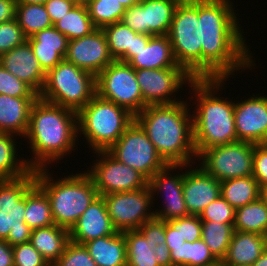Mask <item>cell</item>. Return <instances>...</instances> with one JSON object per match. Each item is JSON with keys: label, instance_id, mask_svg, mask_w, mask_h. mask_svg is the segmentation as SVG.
<instances>
[{"label": "cell", "instance_id": "1f68e13d", "mask_svg": "<svg viewBox=\"0 0 267 266\" xmlns=\"http://www.w3.org/2000/svg\"><path fill=\"white\" fill-rule=\"evenodd\" d=\"M234 230L267 236V202L261 196L235 210Z\"/></svg>", "mask_w": 267, "mask_h": 266}, {"label": "cell", "instance_id": "d6a6232c", "mask_svg": "<svg viewBox=\"0 0 267 266\" xmlns=\"http://www.w3.org/2000/svg\"><path fill=\"white\" fill-rule=\"evenodd\" d=\"M167 247L170 250L173 266H211L219 262L202 239Z\"/></svg>", "mask_w": 267, "mask_h": 266}, {"label": "cell", "instance_id": "30bf717a", "mask_svg": "<svg viewBox=\"0 0 267 266\" xmlns=\"http://www.w3.org/2000/svg\"><path fill=\"white\" fill-rule=\"evenodd\" d=\"M96 94L122 106L133 115L143 110V97L135 69L126 62L114 60L96 76Z\"/></svg>", "mask_w": 267, "mask_h": 266}, {"label": "cell", "instance_id": "7c38bea8", "mask_svg": "<svg viewBox=\"0 0 267 266\" xmlns=\"http://www.w3.org/2000/svg\"><path fill=\"white\" fill-rule=\"evenodd\" d=\"M108 152L119 162L139 171L148 180L167 165L135 120Z\"/></svg>", "mask_w": 267, "mask_h": 266}, {"label": "cell", "instance_id": "db71d44e", "mask_svg": "<svg viewBox=\"0 0 267 266\" xmlns=\"http://www.w3.org/2000/svg\"><path fill=\"white\" fill-rule=\"evenodd\" d=\"M251 266H267V248Z\"/></svg>", "mask_w": 267, "mask_h": 266}, {"label": "cell", "instance_id": "60d3db41", "mask_svg": "<svg viewBox=\"0 0 267 266\" xmlns=\"http://www.w3.org/2000/svg\"><path fill=\"white\" fill-rule=\"evenodd\" d=\"M52 266H97V264L84 245L70 241Z\"/></svg>", "mask_w": 267, "mask_h": 266}, {"label": "cell", "instance_id": "7dc6e473", "mask_svg": "<svg viewBox=\"0 0 267 266\" xmlns=\"http://www.w3.org/2000/svg\"><path fill=\"white\" fill-rule=\"evenodd\" d=\"M138 230L143 234L148 243L153 246L165 244V221L153 218L146 221Z\"/></svg>", "mask_w": 267, "mask_h": 266}, {"label": "cell", "instance_id": "f546056e", "mask_svg": "<svg viewBox=\"0 0 267 266\" xmlns=\"http://www.w3.org/2000/svg\"><path fill=\"white\" fill-rule=\"evenodd\" d=\"M24 215L25 223L32 230L55 224L49 198L36 183L25 195Z\"/></svg>", "mask_w": 267, "mask_h": 266}, {"label": "cell", "instance_id": "d4e9b609", "mask_svg": "<svg viewBox=\"0 0 267 266\" xmlns=\"http://www.w3.org/2000/svg\"><path fill=\"white\" fill-rule=\"evenodd\" d=\"M267 236L234 231L221 263L223 266H251L266 250Z\"/></svg>", "mask_w": 267, "mask_h": 266}, {"label": "cell", "instance_id": "8d00e7d4", "mask_svg": "<svg viewBox=\"0 0 267 266\" xmlns=\"http://www.w3.org/2000/svg\"><path fill=\"white\" fill-rule=\"evenodd\" d=\"M15 19L27 38L53 26L44 4L17 3Z\"/></svg>", "mask_w": 267, "mask_h": 266}, {"label": "cell", "instance_id": "52a82bcc", "mask_svg": "<svg viewBox=\"0 0 267 266\" xmlns=\"http://www.w3.org/2000/svg\"><path fill=\"white\" fill-rule=\"evenodd\" d=\"M96 95V76L63 59L46 73L43 101L78 112Z\"/></svg>", "mask_w": 267, "mask_h": 266}, {"label": "cell", "instance_id": "c3c4849f", "mask_svg": "<svg viewBox=\"0 0 267 266\" xmlns=\"http://www.w3.org/2000/svg\"><path fill=\"white\" fill-rule=\"evenodd\" d=\"M76 3L70 0H46L44 7L53 25L66 15Z\"/></svg>", "mask_w": 267, "mask_h": 266}, {"label": "cell", "instance_id": "277c9868", "mask_svg": "<svg viewBox=\"0 0 267 266\" xmlns=\"http://www.w3.org/2000/svg\"><path fill=\"white\" fill-rule=\"evenodd\" d=\"M227 79H194L189 85L197 103L192 114L193 141L197 157L206 149L238 141L234 102L217 97Z\"/></svg>", "mask_w": 267, "mask_h": 266}, {"label": "cell", "instance_id": "6f0895ef", "mask_svg": "<svg viewBox=\"0 0 267 266\" xmlns=\"http://www.w3.org/2000/svg\"><path fill=\"white\" fill-rule=\"evenodd\" d=\"M262 197L266 200L267 202V186L262 189Z\"/></svg>", "mask_w": 267, "mask_h": 266}, {"label": "cell", "instance_id": "6da1fadb", "mask_svg": "<svg viewBox=\"0 0 267 266\" xmlns=\"http://www.w3.org/2000/svg\"><path fill=\"white\" fill-rule=\"evenodd\" d=\"M234 11L231 0H198L201 79H229L255 65Z\"/></svg>", "mask_w": 267, "mask_h": 266}, {"label": "cell", "instance_id": "7a4b0ae2", "mask_svg": "<svg viewBox=\"0 0 267 266\" xmlns=\"http://www.w3.org/2000/svg\"><path fill=\"white\" fill-rule=\"evenodd\" d=\"M77 136V112L38 98L31 108L24 136L29 139L34 156L26 160L27 164L32 170L47 168L75 150Z\"/></svg>", "mask_w": 267, "mask_h": 266}, {"label": "cell", "instance_id": "603a6c76", "mask_svg": "<svg viewBox=\"0 0 267 266\" xmlns=\"http://www.w3.org/2000/svg\"><path fill=\"white\" fill-rule=\"evenodd\" d=\"M27 42L41 68L47 73L65 58L69 40L52 26L28 37Z\"/></svg>", "mask_w": 267, "mask_h": 266}, {"label": "cell", "instance_id": "5b68a950", "mask_svg": "<svg viewBox=\"0 0 267 266\" xmlns=\"http://www.w3.org/2000/svg\"><path fill=\"white\" fill-rule=\"evenodd\" d=\"M47 170L48 167L35 170L36 184L49 198L55 224L70 230L99 196L98 191L86 172L67 175L55 181Z\"/></svg>", "mask_w": 267, "mask_h": 266}, {"label": "cell", "instance_id": "ba28073f", "mask_svg": "<svg viewBox=\"0 0 267 266\" xmlns=\"http://www.w3.org/2000/svg\"><path fill=\"white\" fill-rule=\"evenodd\" d=\"M175 59L194 79H201V33L198 0H180L167 34Z\"/></svg>", "mask_w": 267, "mask_h": 266}, {"label": "cell", "instance_id": "9a60e30c", "mask_svg": "<svg viewBox=\"0 0 267 266\" xmlns=\"http://www.w3.org/2000/svg\"><path fill=\"white\" fill-rule=\"evenodd\" d=\"M135 73L143 97V109L183 101L175 98V93L194 80L184 68L135 69Z\"/></svg>", "mask_w": 267, "mask_h": 266}, {"label": "cell", "instance_id": "2e32d148", "mask_svg": "<svg viewBox=\"0 0 267 266\" xmlns=\"http://www.w3.org/2000/svg\"><path fill=\"white\" fill-rule=\"evenodd\" d=\"M180 0H141L126 8L121 22L136 33L148 36L167 35Z\"/></svg>", "mask_w": 267, "mask_h": 266}, {"label": "cell", "instance_id": "484cf974", "mask_svg": "<svg viewBox=\"0 0 267 266\" xmlns=\"http://www.w3.org/2000/svg\"><path fill=\"white\" fill-rule=\"evenodd\" d=\"M38 98H18L0 94V132L24 137L30 112Z\"/></svg>", "mask_w": 267, "mask_h": 266}, {"label": "cell", "instance_id": "8992f818", "mask_svg": "<svg viewBox=\"0 0 267 266\" xmlns=\"http://www.w3.org/2000/svg\"><path fill=\"white\" fill-rule=\"evenodd\" d=\"M134 120L129 110L96 94L77 112L78 134L93 152L108 151Z\"/></svg>", "mask_w": 267, "mask_h": 266}, {"label": "cell", "instance_id": "cb8c5ba5", "mask_svg": "<svg viewBox=\"0 0 267 266\" xmlns=\"http://www.w3.org/2000/svg\"><path fill=\"white\" fill-rule=\"evenodd\" d=\"M109 51L114 60L128 63L152 36L136 33L121 21L104 26Z\"/></svg>", "mask_w": 267, "mask_h": 266}, {"label": "cell", "instance_id": "ee69618b", "mask_svg": "<svg viewBox=\"0 0 267 266\" xmlns=\"http://www.w3.org/2000/svg\"><path fill=\"white\" fill-rule=\"evenodd\" d=\"M166 222L174 230H180L182 237L188 242H194L201 239L202 221L197 215L170 219Z\"/></svg>", "mask_w": 267, "mask_h": 266}, {"label": "cell", "instance_id": "816d5d0a", "mask_svg": "<svg viewBox=\"0 0 267 266\" xmlns=\"http://www.w3.org/2000/svg\"><path fill=\"white\" fill-rule=\"evenodd\" d=\"M156 254L155 259L159 266H173L171 263V254L166 244L157 245L152 249Z\"/></svg>", "mask_w": 267, "mask_h": 266}, {"label": "cell", "instance_id": "8fae6325", "mask_svg": "<svg viewBox=\"0 0 267 266\" xmlns=\"http://www.w3.org/2000/svg\"><path fill=\"white\" fill-rule=\"evenodd\" d=\"M254 144L236 141L210 147L198 157V164L219 181L252 176Z\"/></svg>", "mask_w": 267, "mask_h": 266}, {"label": "cell", "instance_id": "74e56055", "mask_svg": "<svg viewBox=\"0 0 267 266\" xmlns=\"http://www.w3.org/2000/svg\"><path fill=\"white\" fill-rule=\"evenodd\" d=\"M123 233L126 240V266H159L155 259L156 254L152 250L156 246L148 243L138 229Z\"/></svg>", "mask_w": 267, "mask_h": 266}, {"label": "cell", "instance_id": "94428289", "mask_svg": "<svg viewBox=\"0 0 267 266\" xmlns=\"http://www.w3.org/2000/svg\"><path fill=\"white\" fill-rule=\"evenodd\" d=\"M211 266H223V264L219 261L218 263L211 265Z\"/></svg>", "mask_w": 267, "mask_h": 266}, {"label": "cell", "instance_id": "f907efd6", "mask_svg": "<svg viewBox=\"0 0 267 266\" xmlns=\"http://www.w3.org/2000/svg\"><path fill=\"white\" fill-rule=\"evenodd\" d=\"M165 244L166 246H179L182 245L186 240L182 237L180 230H174L166 221H165Z\"/></svg>", "mask_w": 267, "mask_h": 266}, {"label": "cell", "instance_id": "7bdbcfd3", "mask_svg": "<svg viewBox=\"0 0 267 266\" xmlns=\"http://www.w3.org/2000/svg\"><path fill=\"white\" fill-rule=\"evenodd\" d=\"M27 41L16 19L0 23V56Z\"/></svg>", "mask_w": 267, "mask_h": 266}, {"label": "cell", "instance_id": "e575fe53", "mask_svg": "<svg viewBox=\"0 0 267 266\" xmlns=\"http://www.w3.org/2000/svg\"><path fill=\"white\" fill-rule=\"evenodd\" d=\"M53 26L69 41L87 36L97 29L90 19L86 4H76Z\"/></svg>", "mask_w": 267, "mask_h": 266}, {"label": "cell", "instance_id": "4dcf8cb0", "mask_svg": "<svg viewBox=\"0 0 267 266\" xmlns=\"http://www.w3.org/2000/svg\"><path fill=\"white\" fill-rule=\"evenodd\" d=\"M220 195L236 210L262 196V189L253 176L221 181Z\"/></svg>", "mask_w": 267, "mask_h": 266}, {"label": "cell", "instance_id": "e0dca14e", "mask_svg": "<svg viewBox=\"0 0 267 266\" xmlns=\"http://www.w3.org/2000/svg\"><path fill=\"white\" fill-rule=\"evenodd\" d=\"M189 166L192 167V165L167 164L149 179L148 185L151 189L152 196H156L155 193L157 191L160 194L164 193V197H161L165 198L166 201L163 209H156L154 211L155 218L167 221L189 216L183 196L184 172L182 174H173L174 169L176 171L177 168H181L182 171V169L189 168Z\"/></svg>", "mask_w": 267, "mask_h": 266}, {"label": "cell", "instance_id": "4316f807", "mask_svg": "<svg viewBox=\"0 0 267 266\" xmlns=\"http://www.w3.org/2000/svg\"><path fill=\"white\" fill-rule=\"evenodd\" d=\"M134 69L183 68L177 63L167 35L152 36L128 62Z\"/></svg>", "mask_w": 267, "mask_h": 266}, {"label": "cell", "instance_id": "f6af8a7d", "mask_svg": "<svg viewBox=\"0 0 267 266\" xmlns=\"http://www.w3.org/2000/svg\"><path fill=\"white\" fill-rule=\"evenodd\" d=\"M14 266H51L30 242L12 247Z\"/></svg>", "mask_w": 267, "mask_h": 266}, {"label": "cell", "instance_id": "f1b7e54d", "mask_svg": "<svg viewBox=\"0 0 267 266\" xmlns=\"http://www.w3.org/2000/svg\"><path fill=\"white\" fill-rule=\"evenodd\" d=\"M70 242L69 230L56 224L32 230L30 243L52 266Z\"/></svg>", "mask_w": 267, "mask_h": 266}, {"label": "cell", "instance_id": "f35d334b", "mask_svg": "<svg viewBox=\"0 0 267 266\" xmlns=\"http://www.w3.org/2000/svg\"><path fill=\"white\" fill-rule=\"evenodd\" d=\"M86 5L92 23L98 29L120 22L126 9L117 0H87Z\"/></svg>", "mask_w": 267, "mask_h": 266}, {"label": "cell", "instance_id": "7402d4cb", "mask_svg": "<svg viewBox=\"0 0 267 266\" xmlns=\"http://www.w3.org/2000/svg\"><path fill=\"white\" fill-rule=\"evenodd\" d=\"M0 64L8 72L28 84L38 95L40 94L46 73L41 68L27 41L1 55Z\"/></svg>", "mask_w": 267, "mask_h": 266}, {"label": "cell", "instance_id": "b9f144b4", "mask_svg": "<svg viewBox=\"0 0 267 266\" xmlns=\"http://www.w3.org/2000/svg\"><path fill=\"white\" fill-rule=\"evenodd\" d=\"M201 221H216L217 223H234L235 209L220 195L200 213Z\"/></svg>", "mask_w": 267, "mask_h": 266}, {"label": "cell", "instance_id": "3957f363", "mask_svg": "<svg viewBox=\"0 0 267 266\" xmlns=\"http://www.w3.org/2000/svg\"><path fill=\"white\" fill-rule=\"evenodd\" d=\"M184 101L146 106L135 115V121L148 135L166 164L192 165L197 159L191 108Z\"/></svg>", "mask_w": 267, "mask_h": 266}, {"label": "cell", "instance_id": "836d02e7", "mask_svg": "<svg viewBox=\"0 0 267 266\" xmlns=\"http://www.w3.org/2000/svg\"><path fill=\"white\" fill-rule=\"evenodd\" d=\"M14 136L12 133L0 132V180L17 179L32 170L24 157L17 158L18 148Z\"/></svg>", "mask_w": 267, "mask_h": 266}, {"label": "cell", "instance_id": "ac0fdd59", "mask_svg": "<svg viewBox=\"0 0 267 266\" xmlns=\"http://www.w3.org/2000/svg\"><path fill=\"white\" fill-rule=\"evenodd\" d=\"M64 59L95 76L114 61L106 35L98 28L87 36L70 40Z\"/></svg>", "mask_w": 267, "mask_h": 266}, {"label": "cell", "instance_id": "9f6ffc18", "mask_svg": "<svg viewBox=\"0 0 267 266\" xmlns=\"http://www.w3.org/2000/svg\"><path fill=\"white\" fill-rule=\"evenodd\" d=\"M46 0H16V3L45 4Z\"/></svg>", "mask_w": 267, "mask_h": 266}, {"label": "cell", "instance_id": "11a10c76", "mask_svg": "<svg viewBox=\"0 0 267 266\" xmlns=\"http://www.w3.org/2000/svg\"><path fill=\"white\" fill-rule=\"evenodd\" d=\"M117 1H119L125 8H130L131 6L141 2V0H117Z\"/></svg>", "mask_w": 267, "mask_h": 266}, {"label": "cell", "instance_id": "ab89813d", "mask_svg": "<svg viewBox=\"0 0 267 266\" xmlns=\"http://www.w3.org/2000/svg\"><path fill=\"white\" fill-rule=\"evenodd\" d=\"M0 94L18 98H39V95L28 84L8 72L1 64Z\"/></svg>", "mask_w": 267, "mask_h": 266}, {"label": "cell", "instance_id": "680465c9", "mask_svg": "<svg viewBox=\"0 0 267 266\" xmlns=\"http://www.w3.org/2000/svg\"><path fill=\"white\" fill-rule=\"evenodd\" d=\"M260 144H262L263 146L267 147V133H266L263 141Z\"/></svg>", "mask_w": 267, "mask_h": 266}, {"label": "cell", "instance_id": "91938a15", "mask_svg": "<svg viewBox=\"0 0 267 266\" xmlns=\"http://www.w3.org/2000/svg\"><path fill=\"white\" fill-rule=\"evenodd\" d=\"M76 4H83V0H70Z\"/></svg>", "mask_w": 267, "mask_h": 266}, {"label": "cell", "instance_id": "44dd1931", "mask_svg": "<svg viewBox=\"0 0 267 266\" xmlns=\"http://www.w3.org/2000/svg\"><path fill=\"white\" fill-rule=\"evenodd\" d=\"M199 166V167H198ZM184 173L183 196L189 215L199 216L203 209L220 196L221 181L200 165Z\"/></svg>", "mask_w": 267, "mask_h": 266}, {"label": "cell", "instance_id": "5bb4252c", "mask_svg": "<svg viewBox=\"0 0 267 266\" xmlns=\"http://www.w3.org/2000/svg\"><path fill=\"white\" fill-rule=\"evenodd\" d=\"M103 198L110 219L119 232L138 229L146 221L155 218L151 208L155 197L149 185L134 191L111 193Z\"/></svg>", "mask_w": 267, "mask_h": 266}, {"label": "cell", "instance_id": "ffe728a7", "mask_svg": "<svg viewBox=\"0 0 267 266\" xmlns=\"http://www.w3.org/2000/svg\"><path fill=\"white\" fill-rule=\"evenodd\" d=\"M119 231L115 228L107 211L103 196L99 195L78 218L69 230L70 241L84 244L103 236H113Z\"/></svg>", "mask_w": 267, "mask_h": 266}, {"label": "cell", "instance_id": "d6986e66", "mask_svg": "<svg viewBox=\"0 0 267 266\" xmlns=\"http://www.w3.org/2000/svg\"><path fill=\"white\" fill-rule=\"evenodd\" d=\"M237 102L234 118L238 141L260 144L267 133V97L253 95Z\"/></svg>", "mask_w": 267, "mask_h": 266}, {"label": "cell", "instance_id": "4fadbf2b", "mask_svg": "<svg viewBox=\"0 0 267 266\" xmlns=\"http://www.w3.org/2000/svg\"><path fill=\"white\" fill-rule=\"evenodd\" d=\"M92 153L98 155V159L86 173L93 180L99 195L134 191L148 186L149 180L143 174L119 162L108 151Z\"/></svg>", "mask_w": 267, "mask_h": 266}, {"label": "cell", "instance_id": "83f0119b", "mask_svg": "<svg viewBox=\"0 0 267 266\" xmlns=\"http://www.w3.org/2000/svg\"><path fill=\"white\" fill-rule=\"evenodd\" d=\"M97 266H126V240L124 233L103 236L83 244Z\"/></svg>", "mask_w": 267, "mask_h": 266}, {"label": "cell", "instance_id": "9c48e42d", "mask_svg": "<svg viewBox=\"0 0 267 266\" xmlns=\"http://www.w3.org/2000/svg\"><path fill=\"white\" fill-rule=\"evenodd\" d=\"M35 183V170L17 179L0 180V240L11 247L30 242L32 229L25 223V195Z\"/></svg>", "mask_w": 267, "mask_h": 266}, {"label": "cell", "instance_id": "bcb514c9", "mask_svg": "<svg viewBox=\"0 0 267 266\" xmlns=\"http://www.w3.org/2000/svg\"><path fill=\"white\" fill-rule=\"evenodd\" d=\"M252 176L261 189L267 186V147L262 144H254Z\"/></svg>", "mask_w": 267, "mask_h": 266}, {"label": "cell", "instance_id": "f5cc1de1", "mask_svg": "<svg viewBox=\"0 0 267 266\" xmlns=\"http://www.w3.org/2000/svg\"><path fill=\"white\" fill-rule=\"evenodd\" d=\"M0 266H14L13 249L5 240H0Z\"/></svg>", "mask_w": 267, "mask_h": 266}, {"label": "cell", "instance_id": "681fc988", "mask_svg": "<svg viewBox=\"0 0 267 266\" xmlns=\"http://www.w3.org/2000/svg\"><path fill=\"white\" fill-rule=\"evenodd\" d=\"M16 0H0V23L15 19Z\"/></svg>", "mask_w": 267, "mask_h": 266}, {"label": "cell", "instance_id": "d590c367", "mask_svg": "<svg viewBox=\"0 0 267 266\" xmlns=\"http://www.w3.org/2000/svg\"><path fill=\"white\" fill-rule=\"evenodd\" d=\"M234 223H217L216 221H202L201 239L209 247L210 252L222 261L234 233Z\"/></svg>", "mask_w": 267, "mask_h": 266}]
</instances>
